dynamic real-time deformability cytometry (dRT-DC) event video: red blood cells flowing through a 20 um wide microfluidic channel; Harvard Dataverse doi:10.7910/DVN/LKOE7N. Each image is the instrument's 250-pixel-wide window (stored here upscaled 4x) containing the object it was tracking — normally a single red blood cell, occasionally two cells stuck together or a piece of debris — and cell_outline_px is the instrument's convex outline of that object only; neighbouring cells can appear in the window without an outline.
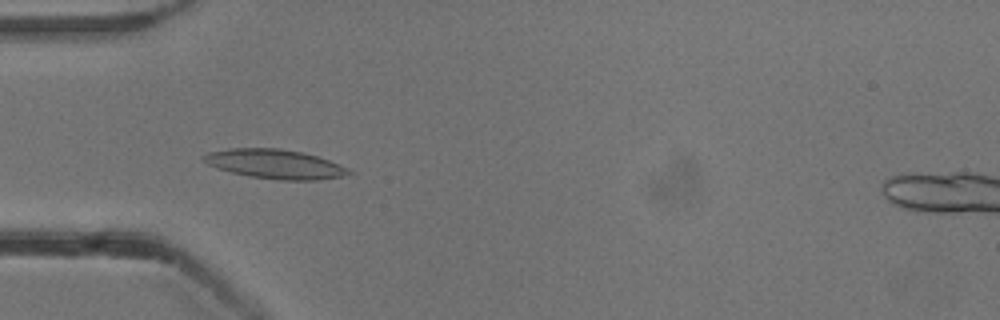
{"species": "common noctule bat (a hibernating species)", "species_latin": "Nyctalus noctula", "temperature_condition": "cold", "stored_images_in_passage": 54, "camera_frame_rate_fps": 3000, "um_per_image_px": 0.085, "animal": {"sex": "male", "body_mass_g": 13.3}, "frame": {"image": 1, "passage_image": 17, "time_ms": 5.333, "image_size_px": [1000, 320], "cell_outline_px": [[352, 172], [340, 176], [316, 180], [280, 180], [248, 176], [232, 172], [208, 164], [200, 156], [208, 152], [228, 148], [280, 148], [300, 152], [316, 156], [328, 160], [348, 168]], "centroid_in_image_um": [23.33, 13.93], "position_along_channel_um": 61.7, "area_um2": 24.45}}
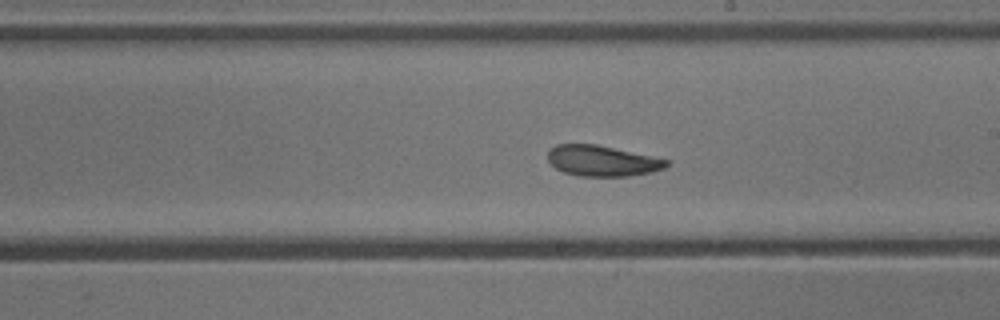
{"frame": {"image": 2, "passage_image": 31, "time_ms": 10.0, "image_size_px": [1000, 320], "cell_outline_px": [[668, 164], [664, 168], [652, 172], [628, 176], [580, 176], [564, 172], [556, 168], [548, 160], [548, 152], [556, 144], [596, 144], [668, 160]], "centroid_in_image_um": [51.16, 13.67], "position_along_channel_um": 237.8, "area_um2": 20.92}}
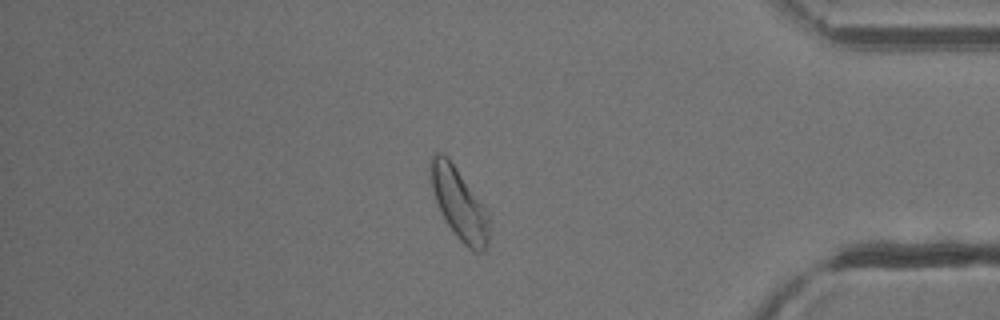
{"frame": {"image": 3, "passage_image": 46, "time_ms": 15.0, "image_size_px": [1000, 320], "cell_outline_px": [[488, 240], [484, 252], [476, 252], [468, 248], [456, 236], [444, 220], [440, 212], [432, 188], [428, 164], [432, 156], [436, 152], [440, 152], [448, 156], [484, 204], [488, 212]], "centroid_in_image_um": [39.01, 17.28], "position_along_channel_um": 396.2, "area_um2": 24.57}, "authors_computed_cell_mechanics": {"area_um2": 23.0911, "velocity_mm_per_s": 3.8093, "shape_relaxation_time_tau1_ms": 2.8409, "shape_relaxation_time_tau2_ms": 3.6857, "deformation_change_tau1": 0.0977, "deformation_change_tau2": 0.1021}}